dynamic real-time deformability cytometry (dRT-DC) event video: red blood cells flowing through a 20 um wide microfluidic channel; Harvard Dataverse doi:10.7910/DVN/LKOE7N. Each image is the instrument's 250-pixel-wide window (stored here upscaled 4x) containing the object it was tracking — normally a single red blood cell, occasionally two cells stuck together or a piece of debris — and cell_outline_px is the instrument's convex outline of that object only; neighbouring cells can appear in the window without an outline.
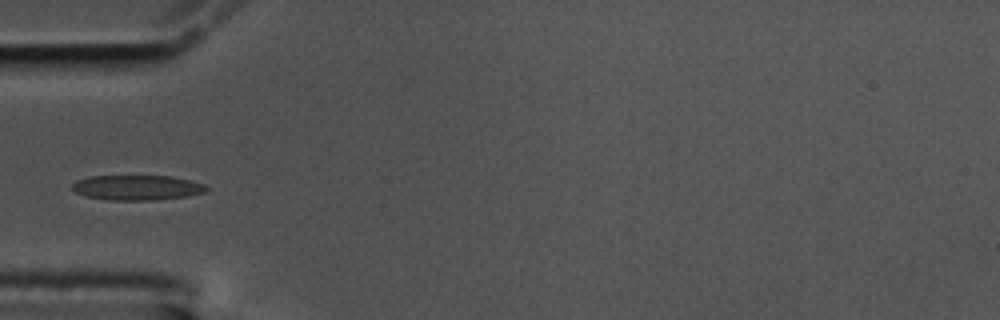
{"species": "common noctule bat (a hibernating species)", "species_latin": "Nyctalus noctula", "temperature_condition": "cold", "stored_images_in_passage": 40, "camera_frame_rate_fps": 3000, "um_per_image_px": 0.085, "animal": {"sex": "male", "body_mass_g": 17.5, "forearm_length_mm": 52.3}, "frame": {"image": 1, "passage_image": 1, "time_ms": 0.0, "image_size_px": [1000, 320], "cell_outline_px": [[208, 188], [204, 192], [188, 196], [148, 200], [108, 200], [84, 196], [76, 192], [72, 188], [72, 184], [76, 180], [88, 176], [172, 176], [204, 184]], "centroid_in_image_um": [11.6, 15.94], "position_along_channel_um": 73.4, "area_um2": 19.48}}
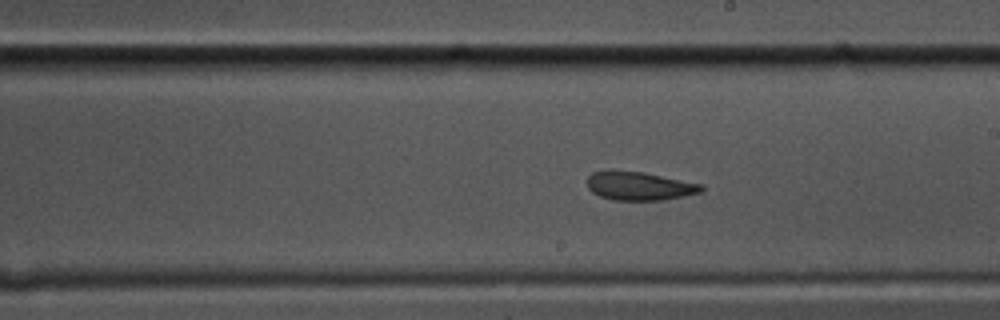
{"frame": {"image": 2, "passage_image": 15, "time_ms": 4.667, "image_size_px": [1000, 320], "cell_outline_px": [[704, 188], [700, 192], [664, 200], [612, 200], [600, 196], [592, 192], [588, 188], [588, 176], [592, 172], [604, 168], [608, 168], [644, 172], [704, 184]], "centroid_in_image_um": [54.3, 15.77], "position_along_channel_um": 234.7, "area_um2": 19.48}}
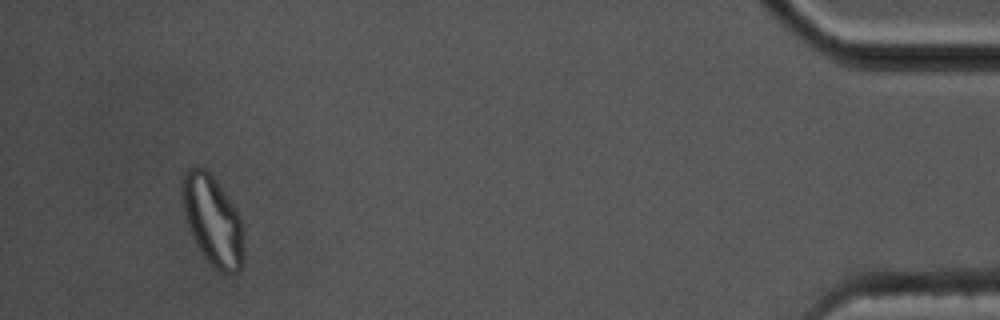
{"frame": {"image": 3, "passage_image": 37, "time_ms": 12.0, "image_size_px": [1000, 320], "cell_outline_px": [[244, 256], [240, 268], [236, 272], [228, 276], [220, 272], [204, 256], [196, 244], [192, 236], [184, 216], [184, 172], [188, 168], [204, 168], [212, 176], [232, 204], [240, 216], [244, 232]], "centroid_in_image_um": [18.13, 18.82], "position_along_channel_um": 417.1, "area_um2": 31.67}}